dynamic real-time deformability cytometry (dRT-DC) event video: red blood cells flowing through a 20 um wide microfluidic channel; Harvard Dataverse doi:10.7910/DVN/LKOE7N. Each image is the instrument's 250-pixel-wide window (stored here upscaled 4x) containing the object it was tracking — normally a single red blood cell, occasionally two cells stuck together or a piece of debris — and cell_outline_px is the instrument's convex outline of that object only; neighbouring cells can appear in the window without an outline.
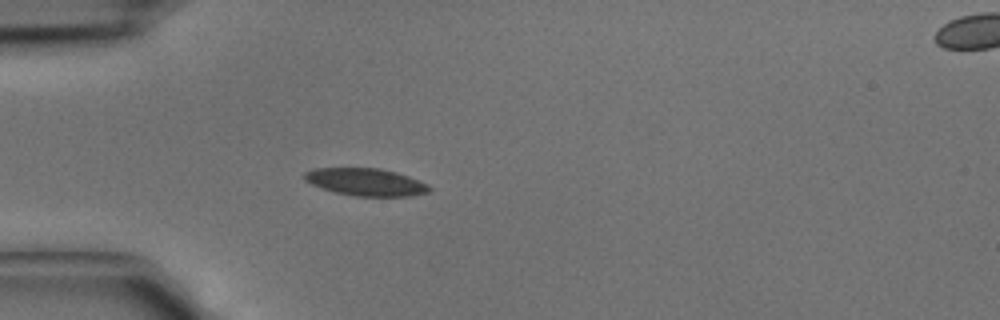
{"species": "common noctule bat (a hibernating species)", "species_latin": "Nyctalus noctula", "temperature_condition": "cold", "stored_images_in_passage": 31, "camera_frame_rate_fps": 3000, "um_per_image_px": 0.085, "animal": {"sex": "male", "body_mass_g": 15.6}, "frame": {"image": 1, "passage_image": 1, "time_ms": 0.0, "image_size_px": [1000, 320], "cell_outline_px": [[432, 188], [428, 192], [408, 196], [356, 196], [336, 192], [312, 184], [304, 180], [304, 172], [312, 168], [380, 168], [396, 172], [408, 176], [428, 184]], "centroid_in_image_um": [31.09, 15.46], "position_along_channel_um": 53.9, "area_um2": 19.83}}
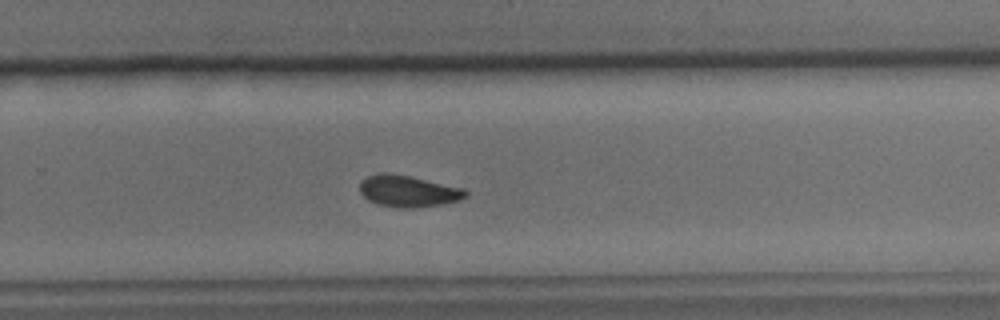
{"frame": {"image": 2, "passage_image": 17, "time_ms": 5.333, "image_size_px": [1000, 320], "cell_outline_px": [[468, 196], [460, 200], [440, 204], [416, 208], [396, 208], [380, 204], [368, 200], [360, 192], [360, 180], [368, 176], [380, 172], [388, 172], [408, 176], [464, 188], [468, 192]], "centroid_in_image_um": [34.69, 16.25], "position_along_channel_um": 295.1, "area_um2": 19.48}}
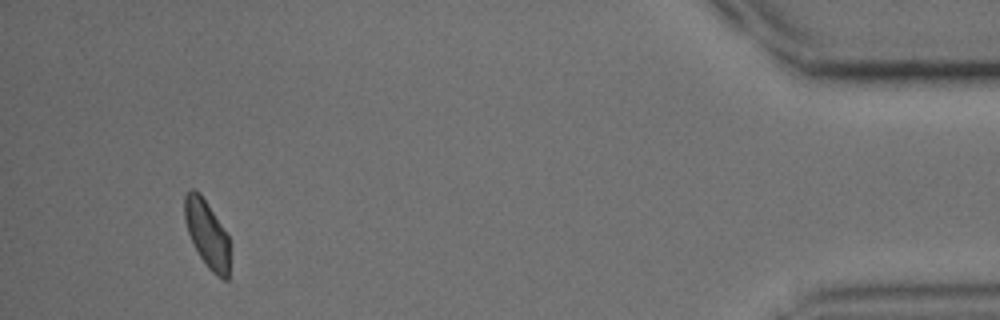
{"frame": {"image": 3, "passage_image": 29, "time_ms": 9.333, "image_size_px": [1000, 320], "cell_outline_px": [[228, 280], [224, 280], [212, 272], [208, 268], [192, 244], [184, 220], [184, 196], [192, 188], [196, 188], [200, 192], [228, 236]], "centroid_in_image_um": [17.55, 19.85], "position_along_channel_um": 417.6, "area_um2": 17.51}}